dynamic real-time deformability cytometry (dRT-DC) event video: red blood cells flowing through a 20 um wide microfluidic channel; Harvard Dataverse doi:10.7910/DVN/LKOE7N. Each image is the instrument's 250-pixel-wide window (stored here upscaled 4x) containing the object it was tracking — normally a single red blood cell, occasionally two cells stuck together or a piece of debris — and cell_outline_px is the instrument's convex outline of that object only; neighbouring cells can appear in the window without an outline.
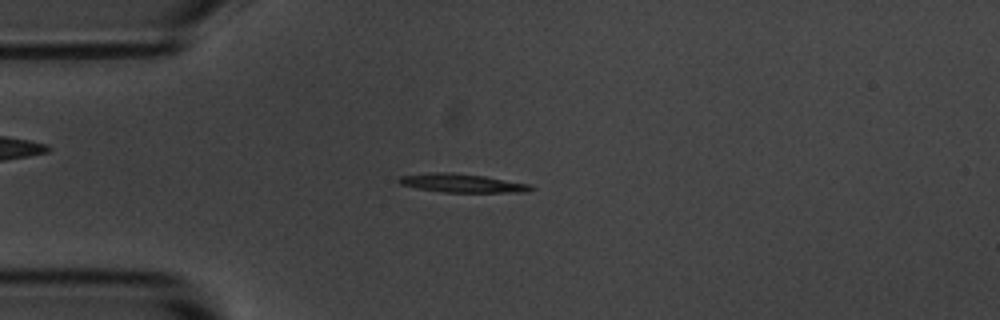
{"species": "common noctule bat (a hibernating species)", "species_latin": "Nyctalus noctula", "temperature_condition": "room temperature", "stored_images_in_passage": 54, "camera_frame_rate_fps": 3000, "um_per_image_px": 0.085, "animal": {"sex": "male", "body_mass_g": 20.1, "forearm_length_mm": 53.5}, "frame": {"image": 1, "passage_image": 13, "time_ms": 4.0, "image_size_px": [1000, 320], "cell_outline_px": [[536, 188], [528, 192], [444, 192], [416, 188], [400, 184], [396, 180], [400, 176], [428, 172], [452, 172], [484, 176], [528, 184]], "centroid_in_image_um": [39.23, 15.56], "position_along_channel_um": 45.8, "area_um2": 14.33}}
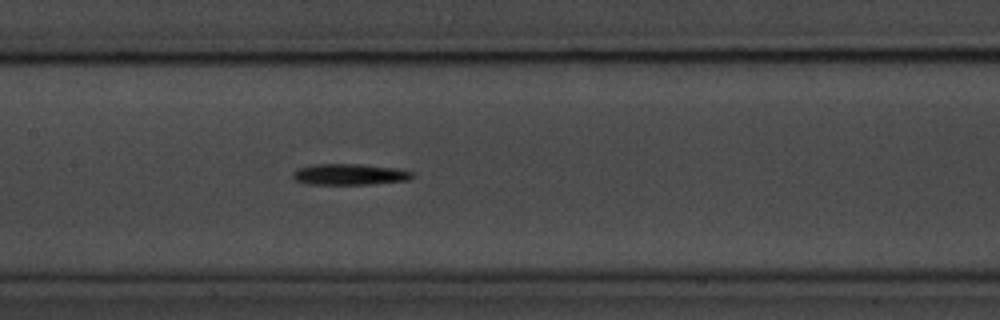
{"frame": {"image": 2, "passage_image": 25, "time_ms": 8.0, "image_size_px": [1000, 320], "cell_outline_px": [[416, 172], [408, 180], [372, 184], [308, 184], [296, 180], [292, 176], [292, 172], [300, 168], [312, 164], [360, 164], [396, 168]], "centroid_in_image_um": [29.73, 14.82], "position_along_channel_um": 177.7, "area_um2": 14.68}}
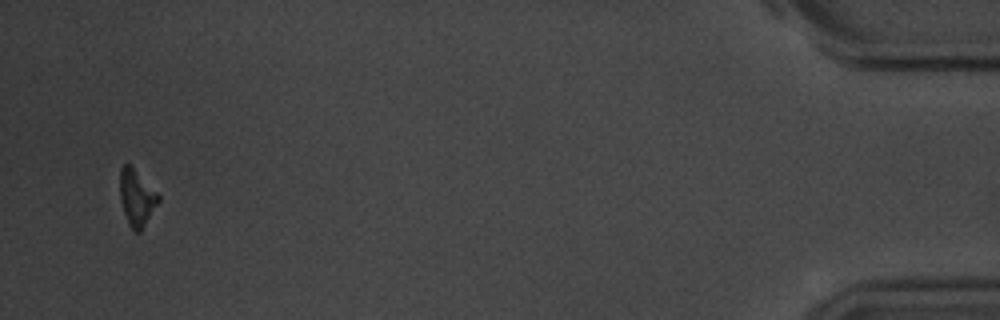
{"frame": {"image": 3, "passage_image": 52, "time_ms": 17.0, "image_size_px": [1000, 320], "cell_outline_px": [[160, 200], [140, 232], [136, 232], [128, 224], [120, 200], [120, 168], [124, 164], [132, 164], [160, 196]], "centroid_in_image_um": [11.61, 16.76], "position_along_channel_um": 423.6, "area_um2": 12.66}, "authors_computed_cell_mechanics": {"area_um2": 13.6119, "velocity_mm_per_s": 3.6634, "shape_relaxation_time_tau1_ms": 2.5071, "shape_relaxation_time_tau2_ms": null, "deformation_change_tau1": 0.1395, "deformation_change_tau2": null}}